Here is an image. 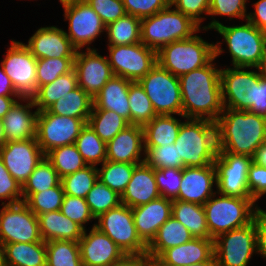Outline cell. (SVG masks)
Instances as JSON below:
<instances>
[{
    "instance_id": "cell-53",
    "label": "cell",
    "mask_w": 266,
    "mask_h": 266,
    "mask_svg": "<svg viewBox=\"0 0 266 266\" xmlns=\"http://www.w3.org/2000/svg\"><path fill=\"white\" fill-rule=\"evenodd\" d=\"M85 1L100 16L106 26L127 14L122 0Z\"/></svg>"
},
{
    "instance_id": "cell-35",
    "label": "cell",
    "mask_w": 266,
    "mask_h": 266,
    "mask_svg": "<svg viewBox=\"0 0 266 266\" xmlns=\"http://www.w3.org/2000/svg\"><path fill=\"white\" fill-rule=\"evenodd\" d=\"M92 106L93 98L78 86L73 91L60 97L47 110L60 116L89 118Z\"/></svg>"
},
{
    "instance_id": "cell-29",
    "label": "cell",
    "mask_w": 266,
    "mask_h": 266,
    "mask_svg": "<svg viewBox=\"0 0 266 266\" xmlns=\"http://www.w3.org/2000/svg\"><path fill=\"white\" fill-rule=\"evenodd\" d=\"M37 218L40 234L45 242L53 240L78 242L82 237L84 229L60 210L37 215Z\"/></svg>"
},
{
    "instance_id": "cell-16",
    "label": "cell",
    "mask_w": 266,
    "mask_h": 266,
    "mask_svg": "<svg viewBox=\"0 0 266 266\" xmlns=\"http://www.w3.org/2000/svg\"><path fill=\"white\" fill-rule=\"evenodd\" d=\"M22 98H31L37 91V59L23 42L11 41L0 64Z\"/></svg>"
},
{
    "instance_id": "cell-2",
    "label": "cell",
    "mask_w": 266,
    "mask_h": 266,
    "mask_svg": "<svg viewBox=\"0 0 266 266\" xmlns=\"http://www.w3.org/2000/svg\"><path fill=\"white\" fill-rule=\"evenodd\" d=\"M216 129L218 153L253 157L266 142V118L249 111L223 108Z\"/></svg>"
},
{
    "instance_id": "cell-56",
    "label": "cell",
    "mask_w": 266,
    "mask_h": 266,
    "mask_svg": "<svg viewBox=\"0 0 266 266\" xmlns=\"http://www.w3.org/2000/svg\"><path fill=\"white\" fill-rule=\"evenodd\" d=\"M250 198L256 203L266 193V167L252 162L248 171Z\"/></svg>"
},
{
    "instance_id": "cell-45",
    "label": "cell",
    "mask_w": 266,
    "mask_h": 266,
    "mask_svg": "<svg viewBox=\"0 0 266 266\" xmlns=\"http://www.w3.org/2000/svg\"><path fill=\"white\" fill-rule=\"evenodd\" d=\"M85 201L87 202L95 219L101 214L119 206L122 203L121 195L111 190L107 185L101 183L99 180H97L88 192L85 197Z\"/></svg>"
},
{
    "instance_id": "cell-31",
    "label": "cell",
    "mask_w": 266,
    "mask_h": 266,
    "mask_svg": "<svg viewBox=\"0 0 266 266\" xmlns=\"http://www.w3.org/2000/svg\"><path fill=\"white\" fill-rule=\"evenodd\" d=\"M193 238L189 230L171 216L159 228L156 237L147 246L146 255L154 261L164 250L185 244Z\"/></svg>"
},
{
    "instance_id": "cell-19",
    "label": "cell",
    "mask_w": 266,
    "mask_h": 266,
    "mask_svg": "<svg viewBox=\"0 0 266 266\" xmlns=\"http://www.w3.org/2000/svg\"><path fill=\"white\" fill-rule=\"evenodd\" d=\"M77 50L74 70L78 86L94 98L113 76L107 56L99 55L97 49Z\"/></svg>"
},
{
    "instance_id": "cell-42",
    "label": "cell",
    "mask_w": 266,
    "mask_h": 266,
    "mask_svg": "<svg viewBox=\"0 0 266 266\" xmlns=\"http://www.w3.org/2000/svg\"><path fill=\"white\" fill-rule=\"evenodd\" d=\"M130 124L144 126L157 114L152 103L138 81L132 82L128 93Z\"/></svg>"
},
{
    "instance_id": "cell-66",
    "label": "cell",
    "mask_w": 266,
    "mask_h": 266,
    "mask_svg": "<svg viewBox=\"0 0 266 266\" xmlns=\"http://www.w3.org/2000/svg\"><path fill=\"white\" fill-rule=\"evenodd\" d=\"M264 195H266V193ZM256 216L266 219V210H263L260 207H258L257 203H256Z\"/></svg>"
},
{
    "instance_id": "cell-50",
    "label": "cell",
    "mask_w": 266,
    "mask_h": 266,
    "mask_svg": "<svg viewBox=\"0 0 266 266\" xmlns=\"http://www.w3.org/2000/svg\"><path fill=\"white\" fill-rule=\"evenodd\" d=\"M155 179L162 197L174 200L178 197L182 179V169H155Z\"/></svg>"
},
{
    "instance_id": "cell-4",
    "label": "cell",
    "mask_w": 266,
    "mask_h": 266,
    "mask_svg": "<svg viewBox=\"0 0 266 266\" xmlns=\"http://www.w3.org/2000/svg\"><path fill=\"white\" fill-rule=\"evenodd\" d=\"M202 29L170 4L156 14L141 19V42L158 52L174 41L191 38Z\"/></svg>"
},
{
    "instance_id": "cell-6",
    "label": "cell",
    "mask_w": 266,
    "mask_h": 266,
    "mask_svg": "<svg viewBox=\"0 0 266 266\" xmlns=\"http://www.w3.org/2000/svg\"><path fill=\"white\" fill-rule=\"evenodd\" d=\"M215 193L203 205L210 237L243 227L254 220L256 204L251 198L225 196Z\"/></svg>"
},
{
    "instance_id": "cell-38",
    "label": "cell",
    "mask_w": 266,
    "mask_h": 266,
    "mask_svg": "<svg viewBox=\"0 0 266 266\" xmlns=\"http://www.w3.org/2000/svg\"><path fill=\"white\" fill-rule=\"evenodd\" d=\"M45 157L53 165L60 178L87 166L75 143L56 147L46 153Z\"/></svg>"
},
{
    "instance_id": "cell-8",
    "label": "cell",
    "mask_w": 266,
    "mask_h": 266,
    "mask_svg": "<svg viewBox=\"0 0 266 266\" xmlns=\"http://www.w3.org/2000/svg\"><path fill=\"white\" fill-rule=\"evenodd\" d=\"M95 227L105 233L126 256L146 255L147 245L138 236L132 208L125 204L101 214Z\"/></svg>"
},
{
    "instance_id": "cell-67",
    "label": "cell",
    "mask_w": 266,
    "mask_h": 266,
    "mask_svg": "<svg viewBox=\"0 0 266 266\" xmlns=\"http://www.w3.org/2000/svg\"><path fill=\"white\" fill-rule=\"evenodd\" d=\"M260 70H261L262 76L266 79V58L263 61L262 65L260 67Z\"/></svg>"
},
{
    "instance_id": "cell-32",
    "label": "cell",
    "mask_w": 266,
    "mask_h": 266,
    "mask_svg": "<svg viewBox=\"0 0 266 266\" xmlns=\"http://www.w3.org/2000/svg\"><path fill=\"white\" fill-rule=\"evenodd\" d=\"M181 120L173 115H156L149 123L143 126L144 147L174 144Z\"/></svg>"
},
{
    "instance_id": "cell-64",
    "label": "cell",
    "mask_w": 266,
    "mask_h": 266,
    "mask_svg": "<svg viewBox=\"0 0 266 266\" xmlns=\"http://www.w3.org/2000/svg\"><path fill=\"white\" fill-rule=\"evenodd\" d=\"M188 266H217V261L215 257L213 256L209 261H204L201 263L191 264Z\"/></svg>"
},
{
    "instance_id": "cell-52",
    "label": "cell",
    "mask_w": 266,
    "mask_h": 266,
    "mask_svg": "<svg viewBox=\"0 0 266 266\" xmlns=\"http://www.w3.org/2000/svg\"><path fill=\"white\" fill-rule=\"evenodd\" d=\"M0 199L9 200L7 203L1 204H16L23 201L22 185L17 182L10 172L5 167L0 158Z\"/></svg>"
},
{
    "instance_id": "cell-23",
    "label": "cell",
    "mask_w": 266,
    "mask_h": 266,
    "mask_svg": "<svg viewBox=\"0 0 266 266\" xmlns=\"http://www.w3.org/2000/svg\"><path fill=\"white\" fill-rule=\"evenodd\" d=\"M132 212L137 234L148 246L159 228L172 216V200L161 196L132 208Z\"/></svg>"
},
{
    "instance_id": "cell-48",
    "label": "cell",
    "mask_w": 266,
    "mask_h": 266,
    "mask_svg": "<svg viewBox=\"0 0 266 266\" xmlns=\"http://www.w3.org/2000/svg\"><path fill=\"white\" fill-rule=\"evenodd\" d=\"M247 0H210L209 16L213 19L208 25L202 26V30L216 29L222 23L213 18V16H228L233 18L247 20L246 10ZM233 17V18H232Z\"/></svg>"
},
{
    "instance_id": "cell-5",
    "label": "cell",
    "mask_w": 266,
    "mask_h": 266,
    "mask_svg": "<svg viewBox=\"0 0 266 266\" xmlns=\"http://www.w3.org/2000/svg\"><path fill=\"white\" fill-rule=\"evenodd\" d=\"M242 25H219L217 31L227 44L232 66L260 68L266 58V32L248 20Z\"/></svg>"
},
{
    "instance_id": "cell-54",
    "label": "cell",
    "mask_w": 266,
    "mask_h": 266,
    "mask_svg": "<svg viewBox=\"0 0 266 266\" xmlns=\"http://www.w3.org/2000/svg\"><path fill=\"white\" fill-rule=\"evenodd\" d=\"M126 13L140 19L152 16L170 5V0H122Z\"/></svg>"
},
{
    "instance_id": "cell-41",
    "label": "cell",
    "mask_w": 266,
    "mask_h": 266,
    "mask_svg": "<svg viewBox=\"0 0 266 266\" xmlns=\"http://www.w3.org/2000/svg\"><path fill=\"white\" fill-rule=\"evenodd\" d=\"M61 178L53 165L44 157L22 186L23 202L33 193L58 186Z\"/></svg>"
},
{
    "instance_id": "cell-7",
    "label": "cell",
    "mask_w": 266,
    "mask_h": 266,
    "mask_svg": "<svg viewBox=\"0 0 266 266\" xmlns=\"http://www.w3.org/2000/svg\"><path fill=\"white\" fill-rule=\"evenodd\" d=\"M215 56V43H208L194 34L191 38L174 41L157 52V63L180 77L205 66Z\"/></svg>"
},
{
    "instance_id": "cell-47",
    "label": "cell",
    "mask_w": 266,
    "mask_h": 266,
    "mask_svg": "<svg viewBox=\"0 0 266 266\" xmlns=\"http://www.w3.org/2000/svg\"><path fill=\"white\" fill-rule=\"evenodd\" d=\"M75 58H42L37 59L36 82L37 88L53 82L59 76L74 68Z\"/></svg>"
},
{
    "instance_id": "cell-22",
    "label": "cell",
    "mask_w": 266,
    "mask_h": 266,
    "mask_svg": "<svg viewBox=\"0 0 266 266\" xmlns=\"http://www.w3.org/2000/svg\"><path fill=\"white\" fill-rule=\"evenodd\" d=\"M25 45L36 59L75 58L77 52L65 30L56 26L40 27Z\"/></svg>"
},
{
    "instance_id": "cell-3",
    "label": "cell",
    "mask_w": 266,
    "mask_h": 266,
    "mask_svg": "<svg viewBox=\"0 0 266 266\" xmlns=\"http://www.w3.org/2000/svg\"><path fill=\"white\" fill-rule=\"evenodd\" d=\"M174 144L184 167L213 164L218 154L216 122L186 118Z\"/></svg>"
},
{
    "instance_id": "cell-14",
    "label": "cell",
    "mask_w": 266,
    "mask_h": 266,
    "mask_svg": "<svg viewBox=\"0 0 266 266\" xmlns=\"http://www.w3.org/2000/svg\"><path fill=\"white\" fill-rule=\"evenodd\" d=\"M0 243L41 242L37 216L22 201L0 208Z\"/></svg>"
},
{
    "instance_id": "cell-24",
    "label": "cell",
    "mask_w": 266,
    "mask_h": 266,
    "mask_svg": "<svg viewBox=\"0 0 266 266\" xmlns=\"http://www.w3.org/2000/svg\"><path fill=\"white\" fill-rule=\"evenodd\" d=\"M143 152L144 132L139 125H128L106 144L107 161L140 164L145 159Z\"/></svg>"
},
{
    "instance_id": "cell-20",
    "label": "cell",
    "mask_w": 266,
    "mask_h": 266,
    "mask_svg": "<svg viewBox=\"0 0 266 266\" xmlns=\"http://www.w3.org/2000/svg\"><path fill=\"white\" fill-rule=\"evenodd\" d=\"M88 232L85 229L78 241L83 266H112L126 257L122 250L95 225Z\"/></svg>"
},
{
    "instance_id": "cell-25",
    "label": "cell",
    "mask_w": 266,
    "mask_h": 266,
    "mask_svg": "<svg viewBox=\"0 0 266 266\" xmlns=\"http://www.w3.org/2000/svg\"><path fill=\"white\" fill-rule=\"evenodd\" d=\"M19 101L26 104L17 100L2 119L6 142L36 138L39 111H31L35 108L32 98H21Z\"/></svg>"
},
{
    "instance_id": "cell-59",
    "label": "cell",
    "mask_w": 266,
    "mask_h": 266,
    "mask_svg": "<svg viewBox=\"0 0 266 266\" xmlns=\"http://www.w3.org/2000/svg\"><path fill=\"white\" fill-rule=\"evenodd\" d=\"M254 225L256 230V241H257V253L266 259V219L254 217Z\"/></svg>"
},
{
    "instance_id": "cell-21",
    "label": "cell",
    "mask_w": 266,
    "mask_h": 266,
    "mask_svg": "<svg viewBox=\"0 0 266 266\" xmlns=\"http://www.w3.org/2000/svg\"><path fill=\"white\" fill-rule=\"evenodd\" d=\"M215 184V185H214ZM214 163L204 167H183L179 194L176 200L204 205L217 191Z\"/></svg>"
},
{
    "instance_id": "cell-1",
    "label": "cell",
    "mask_w": 266,
    "mask_h": 266,
    "mask_svg": "<svg viewBox=\"0 0 266 266\" xmlns=\"http://www.w3.org/2000/svg\"><path fill=\"white\" fill-rule=\"evenodd\" d=\"M221 44L215 43V56L205 66L178 77L185 118L216 122L223 111L221 69L213 63L224 52Z\"/></svg>"
},
{
    "instance_id": "cell-55",
    "label": "cell",
    "mask_w": 266,
    "mask_h": 266,
    "mask_svg": "<svg viewBox=\"0 0 266 266\" xmlns=\"http://www.w3.org/2000/svg\"><path fill=\"white\" fill-rule=\"evenodd\" d=\"M170 4L189 17L200 28V24L205 19L203 14L209 15L210 0H170Z\"/></svg>"
},
{
    "instance_id": "cell-15",
    "label": "cell",
    "mask_w": 266,
    "mask_h": 266,
    "mask_svg": "<svg viewBox=\"0 0 266 266\" xmlns=\"http://www.w3.org/2000/svg\"><path fill=\"white\" fill-rule=\"evenodd\" d=\"M89 118H72L52 114L48 110L39 112L36 139L44 154L64 145L74 144Z\"/></svg>"
},
{
    "instance_id": "cell-36",
    "label": "cell",
    "mask_w": 266,
    "mask_h": 266,
    "mask_svg": "<svg viewBox=\"0 0 266 266\" xmlns=\"http://www.w3.org/2000/svg\"><path fill=\"white\" fill-rule=\"evenodd\" d=\"M108 45H130L141 42V19L126 14L106 26Z\"/></svg>"
},
{
    "instance_id": "cell-58",
    "label": "cell",
    "mask_w": 266,
    "mask_h": 266,
    "mask_svg": "<svg viewBox=\"0 0 266 266\" xmlns=\"http://www.w3.org/2000/svg\"><path fill=\"white\" fill-rule=\"evenodd\" d=\"M254 12H249L247 20L258 29L266 32V0L253 3Z\"/></svg>"
},
{
    "instance_id": "cell-30",
    "label": "cell",
    "mask_w": 266,
    "mask_h": 266,
    "mask_svg": "<svg viewBox=\"0 0 266 266\" xmlns=\"http://www.w3.org/2000/svg\"><path fill=\"white\" fill-rule=\"evenodd\" d=\"M3 266H46V243H9L2 245Z\"/></svg>"
},
{
    "instance_id": "cell-43",
    "label": "cell",
    "mask_w": 266,
    "mask_h": 266,
    "mask_svg": "<svg viewBox=\"0 0 266 266\" xmlns=\"http://www.w3.org/2000/svg\"><path fill=\"white\" fill-rule=\"evenodd\" d=\"M46 243V266H83L78 242L53 240Z\"/></svg>"
},
{
    "instance_id": "cell-61",
    "label": "cell",
    "mask_w": 266,
    "mask_h": 266,
    "mask_svg": "<svg viewBox=\"0 0 266 266\" xmlns=\"http://www.w3.org/2000/svg\"><path fill=\"white\" fill-rule=\"evenodd\" d=\"M0 96H20L0 65Z\"/></svg>"
},
{
    "instance_id": "cell-10",
    "label": "cell",
    "mask_w": 266,
    "mask_h": 266,
    "mask_svg": "<svg viewBox=\"0 0 266 266\" xmlns=\"http://www.w3.org/2000/svg\"><path fill=\"white\" fill-rule=\"evenodd\" d=\"M220 69L224 108L247 111L256 104L257 80L262 76L260 68H256L258 71L234 66Z\"/></svg>"
},
{
    "instance_id": "cell-63",
    "label": "cell",
    "mask_w": 266,
    "mask_h": 266,
    "mask_svg": "<svg viewBox=\"0 0 266 266\" xmlns=\"http://www.w3.org/2000/svg\"><path fill=\"white\" fill-rule=\"evenodd\" d=\"M252 161L259 166L266 167V142L256 149Z\"/></svg>"
},
{
    "instance_id": "cell-18",
    "label": "cell",
    "mask_w": 266,
    "mask_h": 266,
    "mask_svg": "<svg viewBox=\"0 0 266 266\" xmlns=\"http://www.w3.org/2000/svg\"><path fill=\"white\" fill-rule=\"evenodd\" d=\"M44 157L36 138L8 141L0 148L5 167L22 186Z\"/></svg>"
},
{
    "instance_id": "cell-60",
    "label": "cell",
    "mask_w": 266,
    "mask_h": 266,
    "mask_svg": "<svg viewBox=\"0 0 266 266\" xmlns=\"http://www.w3.org/2000/svg\"><path fill=\"white\" fill-rule=\"evenodd\" d=\"M112 266H154V261L147 255L126 256L121 262L113 264Z\"/></svg>"
},
{
    "instance_id": "cell-37",
    "label": "cell",
    "mask_w": 266,
    "mask_h": 266,
    "mask_svg": "<svg viewBox=\"0 0 266 266\" xmlns=\"http://www.w3.org/2000/svg\"><path fill=\"white\" fill-rule=\"evenodd\" d=\"M95 133L107 144L130 123L112 110L92 109L87 122Z\"/></svg>"
},
{
    "instance_id": "cell-40",
    "label": "cell",
    "mask_w": 266,
    "mask_h": 266,
    "mask_svg": "<svg viewBox=\"0 0 266 266\" xmlns=\"http://www.w3.org/2000/svg\"><path fill=\"white\" fill-rule=\"evenodd\" d=\"M75 145L87 165H101L106 160V143L88 123L81 129Z\"/></svg>"
},
{
    "instance_id": "cell-62",
    "label": "cell",
    "mask_w": 266,
    "mask_h": 266,
    "mask_svg": "<svg viewBox=\"0 0 266 266\" xmlns=\"http://www.w3.org/2000/svg\"><path fill=\"white\" fill-rule=\"evenodd\" d=\"M16 98V99H15ZM20 100L21 96H0V119L9 112L10 108L14 105V103Z\"/></svg>"
},
{
    "instance_id": "cell-27",
    "label": "cell",
    "mask_w": 266,
    "mask_h": 266,
    "mask_svg": "<svg viewBox=\"0 0 266 266\" xmlns=\"http://www.w3.org/2000/svg\"><path fill=\"white\" fill-rule=\"evenodd\" d=\"M159 197L161 194L155 179V169L145 162L137 164L126 190L121 196L122 204L134 208Z\"/></svg>"
},
{
    "instance_id": "cell-44",
    "label": "cell",
    "mask_w": 266,
    "mask_h": 266,
    "mask_svg": "<svg viewBox=\"0 0 266 266\" xmlns=\"http://www.w3.org/2000/svg\"><path fill=\"white\" fill-rule=\"evenodd\" d=\"M98 180L97 167L87 165L86 167L61 178V183L66 195L85 199L88 192Z\"/></svg>"
},
{
    "instance_id": "cell-12",
    "label": "cell",
    "mask_w": 266,
    "mask_h": 266,
    "mask_svg": "<svg viewBox=\"0 0 266 266\" xmlns=\"http://www.w3.org/2000/svg\"><path fill=\"white\" fill-rule=\"evenodd\" d=\"M213 241L217 266H247L253 254L257 253L254 220L219 235Z\"/></svg>"
},
{
    "instance_id": "cell-65",
    "label": "cell",
    "mask_w": 266,
    "mask_h": 266,
    "mask_svg": "<svg viewBox=\"0 0 266 266\" xmlns=\"http://www.w3.org/2000/svg\"><path fill=\"white\" fill-rule=\"evenodd\" d=\"M5 135L3 129V121L0 119V148L5 144Z\"/></svg>"
},
{
    "instance_id": "cell-57",
    "label": "cell",
    "mask_w": 266,
    "mask_h": 266,
    "mask_svg": "<svg viewBox=\"0 0 266 266\" xmlns=\"http://www.w3.org/2000/svg\"><path fill=\"white\" fill-rule=\"evenodd\" d=\"M247 111L266 118V79L263 76L257 80L256 104H252Z\"/></svg>"
},
{
    "instance_id": "cell-9",
    "label": "cell",
    "mask_w": 266,
    "mask_h": 266,
    "mask_svg": "<svg viewBox=\"0 0 266 266\" xmlns=\"http://www.w3.org/2000/svg\"><path fill=\"white\" fill-rule=\"evenodd\" d=\"M157 115H182V96L177 76L158 63L139 81Z\"/></svg>"
},
{
    "instance_id": "cell-28",
    "label": "cell",
    "mask_w": 266,
    "mask_h": 266,
    "mask_svg": "<svg viewBox=\"0 0 266 266\" xmlns=\"http://www.w3.org/2000/svg\"><path fill=\"white\" fill-rule=\"evenodd\" d=\"M133 81L113 75L93 98L92 109L112 110L130 123L129 86Z\"/></svg>"
},
{
    "instance_id": "cell-51",
    "label": "cell",
    "mask_w": 266,
    "mask_h": 266,
    "mask_svg": "<svg viewBox=\"0 0 266 266\" xmlns=\"http://www.w3.org/2000/svg\"><path fill=\"white\" fill-rule=\"evenodd\" d=\"M60 211L84 230V224L91 221V219L95 220L85 199L76 196L65 194Z\"/></svg>"
},
{
    "instance_id": "cell-34",
    "label": "cell",
    "mask_w": 266,
    "mask_h": 266,
    "mask_svg": "<svg viewBox=\"0 0 266 266\" xmlns=\"http://www.w3.org/2000/svg\"><path fill=\"white\" fill-rule=\"evenodd\" d=\"M78 87L77 75L74 68L53 82L40 86L36 93L31 97L35 107L39 112L47 110L54 102L66 93Z\"/></svg>"
},
{
    "instance_id": "cell-11",
    "label": "cell",
    "mask_w": 266,
    "mask_h": 266,
    "mask_svg": "<svg viewBox=\"0 0 266 266\" xmlns=\"http://www.w3.org/2000/svg\"><path fill=\"white\" fill-rule=\"evenodd\" d=\"M61 3L64 10V21H69V32L65 31V34L72 45L77 50L84 46L87 49H95L89 45L106 31V25L100 16L85 0H63Z\"/></svg>"
},
{
    "instance_id": "cell-17",
    "label": "cell",
    "mask_w": 266,
    "mask_h": 266,
    "mask_svg": "<svg viewBox=\"0 0 266 266\" xmlns=\"http://www.w3.org/2000/svg\"><path fill=\"white\" fill-rule=\"evenodd\" d=\"M252 157L233 153H218L214 161L217 194L250 198L248 171Z\"/></svg>"
},
{
    "instance_id": "cell-13",
    "label": "cell",
    "mask_w": 266,
    "mask_h": 266,
    "mask_svg": "<svg viewBox=\"0 0 266 266\" xmlns=\"http://www.w3.org/2000/svg\"><path fill=\"white\" fill-rule=\"evenodd\" d=\"M108 62L113 75L139 81L157 63V52L142 42L130 45H108Z\"/></svg>"
},
{
    "instance_id": "cell-26",
    "label": "cell",
    "mask_w": 266,
    "mask_h": 266,
    "mask_svg": "<svg viewBox=\"0 0 266 266\" xmlns=\"http://www.w3.org/2000/svg\"><path fill=\"white\" fill-rule=\"evenodd\" d=\"M213 256V239L193 238L185 244L164 250L154 260V266H188L209 261Z\"/></svg>"
},
{
    "instance_id": "cell-46",
    "label": "cell",
    "mask_w": 266,
    "mask_h": 266,
    "mask_svg": "<svg viewBox=\"0 0 266 266\" xmlns=\"http://www.w3.org/2000/svg\"><path fill=\"white\" fill-rule=\"evenodd\" d=\"M65 193L60 183L58 186L31 194L24 203L37 216L61 209Z\"/></svg>"
},
{
    "instance_id": "cell-49",
    "label": "cell",
    "mask_w": 266,
    "mask_h": 266,
    "mask_svg": "<svg viewBox=\"0 0 266 266\" xmlns=\"http://www.w3.org/2000/svg\"><path fill=\"white\" fill-rule=\"evenodd\" d=\"M144 162L154 169L177 168L182 169V159H178V152L175 144L160 145L155 147H144Z\"/></svg>"
},
{
    "instance_id": "cell-68",
    "label": "cell",
    "mask_w": 266,
    "mask_h": 266,
    "mask_svg": "<svg viewBox=\"0 0 266 266\" xmlns=\"http://www.w3.org/2000/svg\"><path fill=\"white\" fill-rule=\"evenodd\" d=\"M0 266H3V252H2V244L0 243Z\"/></svg>"
},
{
    "instance_id": "cell-33",
    "label": "cell",
    "mask_w": 266,
    "mask_h": 266,
    "mask_svg": "<svg viewBox=\"0 0 266 266\" xmlns=\"http://www.w3.org/2000/svg\"><path fill=\"white\" fill-rule=\"evenodd\" d=\"M172 216L180 221L194 238L212 239L203 205L174 199L172 200Z\"/></svg>"
},
{
    "instance_id": "cell-39",
    "label": "cell",
    "mask_w": 266,
    "mask_h": 266,
    "mask_svg": "<svg viewBox=\"0 0 266 266\" xmlns=\"http://www.w3.org/2000/svg\"><path fill=\"white\" fill-rule=\"evenodd\" d=\"M137 164L105 160L97 167L98 180L122 196Z\"/></svg>"
}]
</instances>
